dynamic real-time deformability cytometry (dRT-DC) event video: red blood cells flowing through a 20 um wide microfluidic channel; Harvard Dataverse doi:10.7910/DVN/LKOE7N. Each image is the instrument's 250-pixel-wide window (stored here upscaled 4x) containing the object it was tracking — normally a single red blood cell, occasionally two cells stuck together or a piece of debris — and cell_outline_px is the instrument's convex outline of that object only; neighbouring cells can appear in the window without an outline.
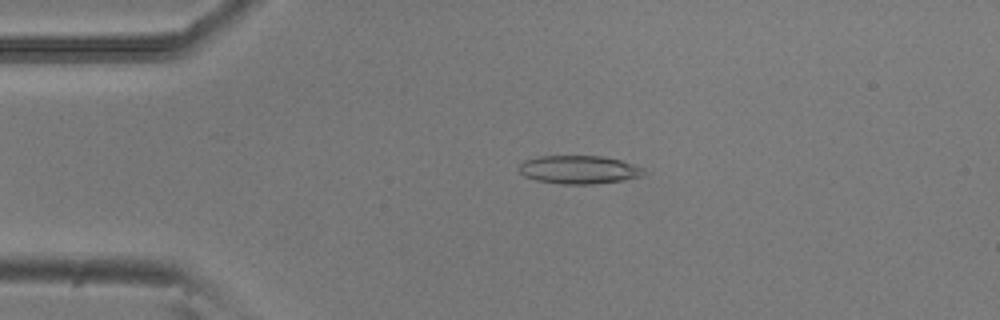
{"species": "common noctule bat (a hibernating species)", "species_latin": "Nyctalus noctula", "temperature_condition": "room temperature", "stored_images_in_passage": 2, "camera_frame_rate_fps": 3000, "um_per_image_px": 0.085, "animal": {"sex": "male", "body_mass_g": 20.5, "forearm_length_mm": 52.5}, "frame": {"image": 1, "passage_image": 1, "time_ms": 0.0, "image_size_px": [1000, 320], "cell_outline_px": [[644, 176], [624, 180], [592, 184], [560, 184], [536, 180], [524, 176], [516, 168], [524, 160], [540, 156], [600, 156], [620, 160], [644, 168]], "centroid_in_image_um": [49.19, 14.42], "position_along_channel_um": 35.8, "area_um2": 20.63}}